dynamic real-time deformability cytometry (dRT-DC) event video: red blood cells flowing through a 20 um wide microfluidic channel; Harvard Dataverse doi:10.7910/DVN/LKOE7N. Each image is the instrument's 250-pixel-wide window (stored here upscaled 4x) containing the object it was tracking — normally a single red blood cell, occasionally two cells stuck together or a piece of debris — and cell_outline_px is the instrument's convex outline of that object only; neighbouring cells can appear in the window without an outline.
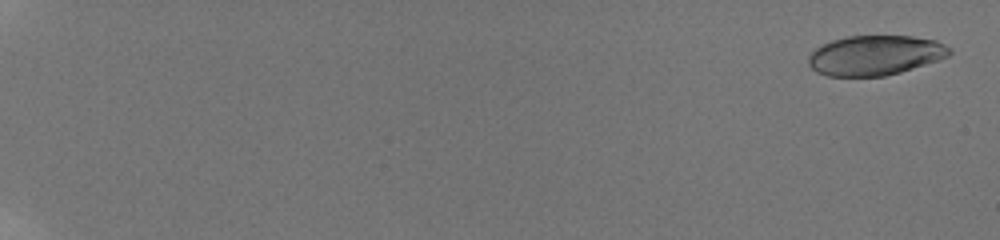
{"species": "human", "species_latin": "Homo sapiens", "temperature_condition": "room temperature", "stored_images_in_passage": 21, "camera_frame_rate_fps": 3000, "um_per_image_px": 0.085, "donor": {"sex": "male"}, "frame": {"image": 1, "passage_image": 1, "time_ms": 0.0, "image_size_px": [1000, 240], "cell_outline_px": [[952, 52], [948, 56], [900, 72], [884, 76], [828, 76], [816, 72], [808, 64], [808, 56], [820, 44], [832, 40], [848, 36], [912, 36], [936, 40], [952, 48]], "centroid_in_image_um": [74.36, 4.69], "position_along_channel_um": 10.6, "area_um2": 32.71}}
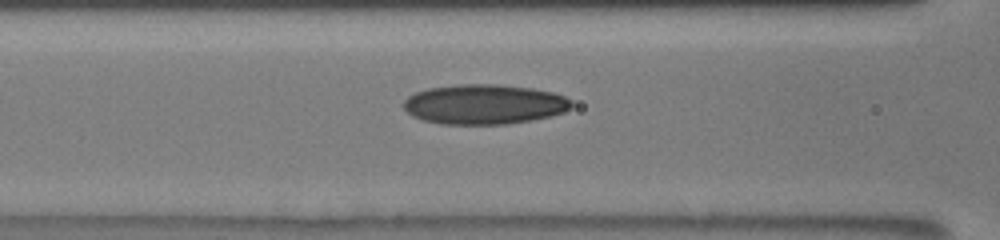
{"frame": {"image": 2, "passage_image": 19, "time_ms": 9.333, "image_size_px": [1000, 240], "cell_outline_px": [[572, 108], [564, 112], [552, 116], [532, 120], [504, 124], [440, 124], [424, 120], [412, 116], [404, 108], [404, 100], [408, 96], [416, 92], [428, 88], [460, 84], [496, 84], [532, 88], [552, 92], [564, 96], [572, 100]], "centroid_in_image_um": [41.18, 8.86], "position_along_channel_um": 125.4, "area_um2": 39.13}}
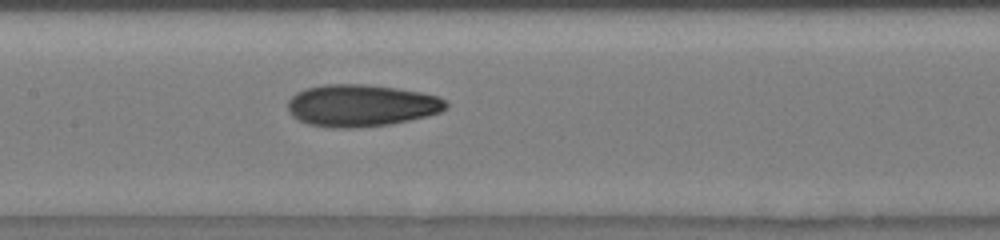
{"frame": {"image": 3, "passage_image": 21, "time_ms": 10.667, "image_size_px": [1000, 240], "cell_outline_px": [[448, 108], [440, 112], [428, 116], [392, 124], [352, 128], [332, 128], [308, 124], [292, 116], [288, 108], [288, 100], [296, 92], [304, 88], [324, 84], [368, 84], [396, 88], [420, 92], [436, 96], [444, 100], [448, 104]], "centroid_in_image_um": [30.7, 8.97], "position_along_channel_um": 176.7, "area_um2": 38.96}}